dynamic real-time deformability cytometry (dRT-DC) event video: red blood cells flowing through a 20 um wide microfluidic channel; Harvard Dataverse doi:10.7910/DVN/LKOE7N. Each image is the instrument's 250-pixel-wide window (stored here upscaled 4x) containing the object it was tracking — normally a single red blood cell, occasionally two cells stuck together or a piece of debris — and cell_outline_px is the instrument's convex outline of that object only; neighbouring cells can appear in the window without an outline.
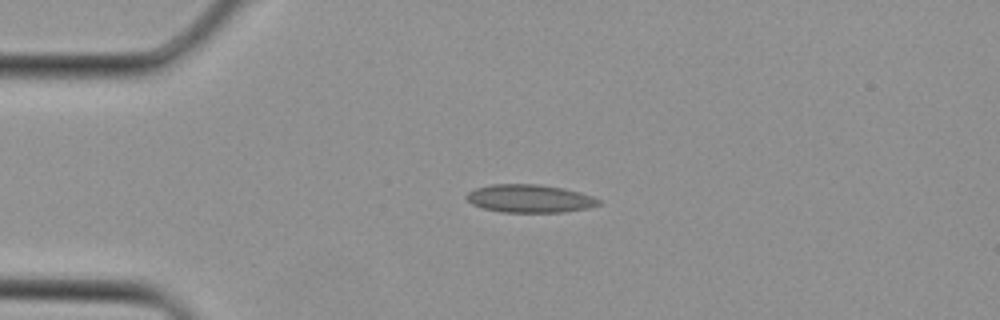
{"species": "Egyptian fruit bat (a non-hibernating species)", "species_latin": "Rousettus aegyptiacus", "temperature_condition": "cold", "stored_images_in_passage": 4, "camera_frame_rate_fps": 3000, "um_per_image_px": 0.085, "animal": {"sex": "female"}, "frame": {"image": 1, "passage_image": 3, "time_ms": 0.667, "image_size_px": [1000, 320], "cell_outline_px": [[600, 204], [588, 208], [564, 212], [504, 212], [484, 208], [472, 204], [464, 196], [468, 192], [476, 188], [492, 184], [536, 184], [564, 188], [580, 192], [592, 196], [600, 200]], "centroid_in_image_um": [45.03, 16.87], "position_along_channel_um": 40.0, "area_um2": 21.5}}